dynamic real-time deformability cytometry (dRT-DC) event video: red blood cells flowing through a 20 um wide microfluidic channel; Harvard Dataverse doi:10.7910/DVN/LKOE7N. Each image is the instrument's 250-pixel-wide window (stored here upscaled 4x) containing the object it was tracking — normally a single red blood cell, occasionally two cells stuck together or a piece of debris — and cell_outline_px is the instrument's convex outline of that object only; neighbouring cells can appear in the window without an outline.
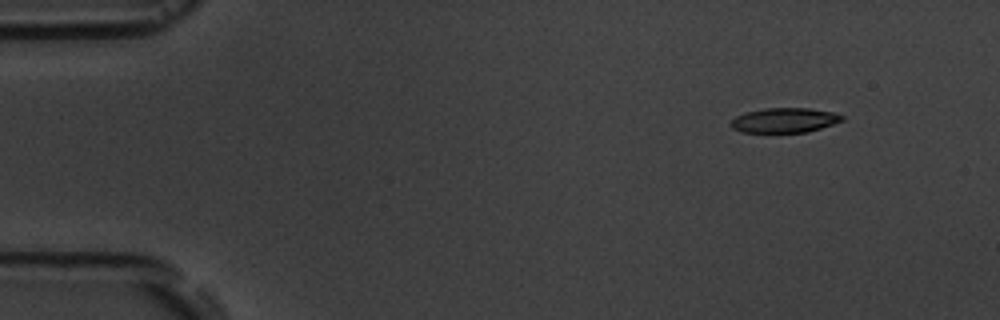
{"species": "common noctule bat (a hibernating species)", "species_latin": "Nyctalus noctula", "temperature_condition": "room temperature", "stored_images_in_passage": 4, "camera_frame_rate_fps": 3000, "um_per_image_px": 0.085, "animal": {"sex": "male", "body_mass_g": 19.5, "forearm_length_mm": 54.6}, "frame": {"image": 1, "passage_image": 1, "time_ms": 0.0, "image_size_px": [1000, 320], "cell_outline_px": [[844, 120], [808, 132], [740, 132], [732, 128], [728, 124], [736, 116], [744, 112], [764, 108], [808, 108], [832, 112], [844, 116]], "centroid_in_image_um": [66.64, 10.22], "position_along_channel_um": 18.4, "area_um2": 16.07}}
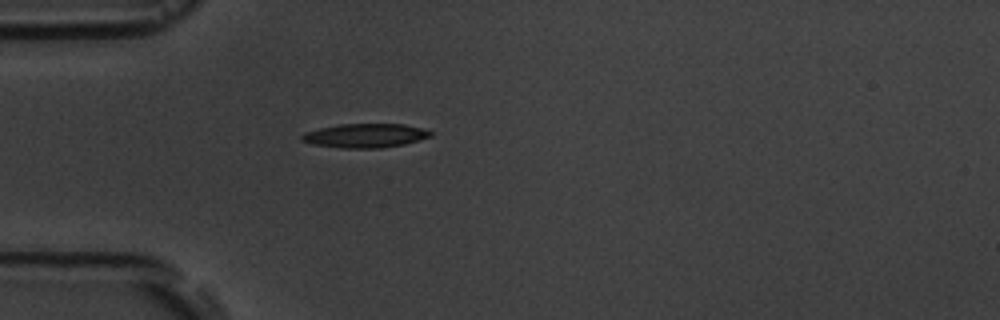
{"frame": {"image": 2, "passage_image": 4, "time_ms": 3.333, "image_size_px": [1000, 320], "cell_outline_px": [[432, 136], [404, 144], [380, 148], [344, 148], [312, 144], [300, 140], [300, 136], [304, 132], [320, 128], [340, 124], [404, 124], [424, 128], [432, 132]], "centroid_in_image_um": [31.04, 11.52], "position_along_channel_um": 54.0, "area_um2": 18.03}}